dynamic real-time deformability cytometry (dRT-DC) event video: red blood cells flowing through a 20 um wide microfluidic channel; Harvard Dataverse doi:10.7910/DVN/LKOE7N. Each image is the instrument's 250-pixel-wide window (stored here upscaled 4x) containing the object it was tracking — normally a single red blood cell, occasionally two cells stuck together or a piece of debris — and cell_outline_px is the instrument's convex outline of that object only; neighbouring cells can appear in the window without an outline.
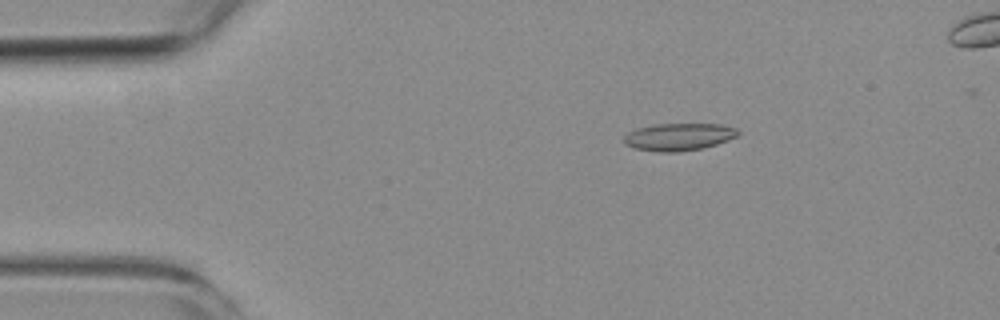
{"species": "common noctule bat (a hibernating species)", "species_latin": "Nyctalus noctula", "temperature_condition": "room temperature", "stored_images_in_passage": 5, "camera_frame_rate_fps": 3000, "um_per_image_px": 0.085, "animal": {"sex": "female", "body_mass_g": 19.3, "forearm_length_mm": 54.1}, "frame": {"image": 1, "passage_image": 2, "time_ms": 1.333, "image_size_px": [1000, 320], "cell_outline_px": [[740, 132], [736, 136], [728, 140], [704, 148], [680, 152], [656, 152], [636, 148], [624, 144], [624, 136], [628, 132], [636, 128], [656, 124], [720, 124], [736, 128]], "centroid_in_image_um": [57.68, 11.63], "position_along_channel_um": 27.3, "area_um2": 18.26}}